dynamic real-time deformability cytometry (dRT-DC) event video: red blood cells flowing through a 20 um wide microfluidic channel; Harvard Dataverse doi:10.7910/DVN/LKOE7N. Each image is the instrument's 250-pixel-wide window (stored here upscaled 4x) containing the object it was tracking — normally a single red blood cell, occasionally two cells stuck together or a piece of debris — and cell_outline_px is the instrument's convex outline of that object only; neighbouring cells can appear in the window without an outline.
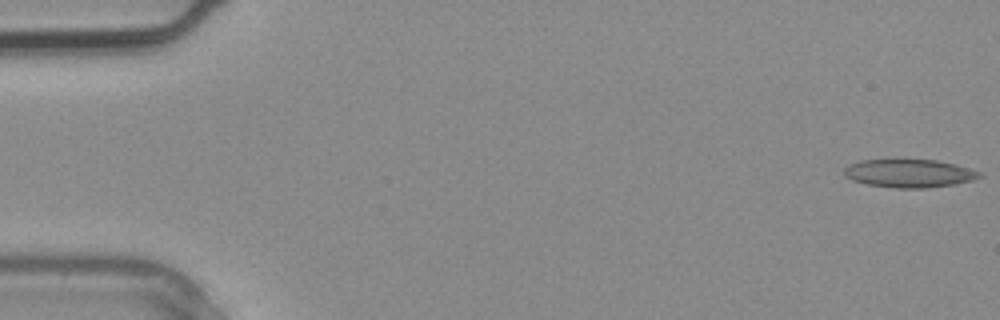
{"species": "common noctule bat (a hibernating species)", "species_latin": "Nyctalus noctula", "temperature_condition": "warm", "stored_images_in_passage": 2, "segment_of_instrument_passage": [2, 2], "camera_frame_rate_fps": 3000, "um_per_image_px": 0.085, "animal": {"sex": "male", "body_mass_g": 20.4}, "frame": {"image": 1, "passage_image": 2, "time_ms": 0.333, "image_size_px": [1000, 320], "cell_outline_px": [[984, 176], [972, 180], [956, 184], [924, 188], [896, 188], [868, 184], [852, 180], [844, 176], [844, 168], [848, 164], [860, 160], [904, 156], [936, 160], [956, 164], [980, 172]], "centroid_in_image_um": [77.24, 14.67], "position_along_channel_um": 7.8, "area_um2": 23.29}}